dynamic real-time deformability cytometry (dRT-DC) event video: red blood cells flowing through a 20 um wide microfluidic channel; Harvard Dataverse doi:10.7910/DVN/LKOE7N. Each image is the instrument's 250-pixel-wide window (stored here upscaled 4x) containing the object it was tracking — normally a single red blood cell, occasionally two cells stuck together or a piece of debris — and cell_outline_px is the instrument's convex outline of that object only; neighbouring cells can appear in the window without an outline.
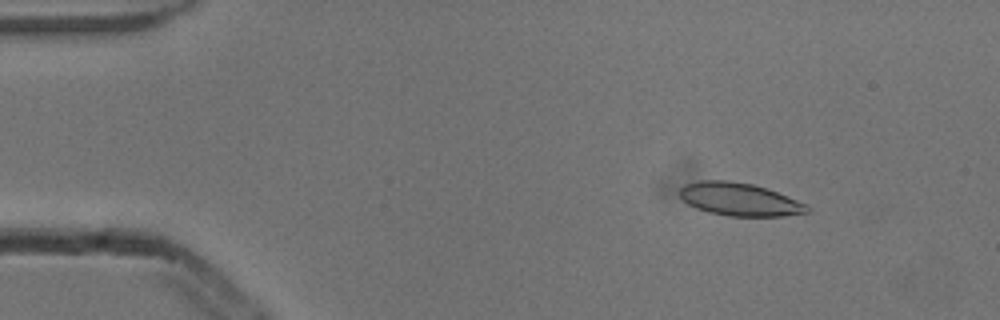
{"species": "common noctule bat (a hibernating species)", "species_latin": "Nyctalus noctula", "temperature_condition": "cold", "stored_images_in_passage": 4, "camera_frame_rate_fps": 3000, "um_per_image_px": 0.085, "animal": {"sex": "male", "body_mass_g": 13.3}, "frame": {"image": 1, "passage_image": 1, "time_ms": 0.0, "image_size_px": [1000, 320], "cell_outline_px": [[812, 208], [808, 212], [784, 216], [728, 216], [708, 212], [696, 208], [688, 204], [680, 196], [680, 188], [684, 184], [700, 180], [728, 180], [752, 184], [776, 192], [808, 204]], "centroid_in_image_um": [62.86, 16.95], "position_along_channel_um": 22.1, "area_um2": 24.45}}
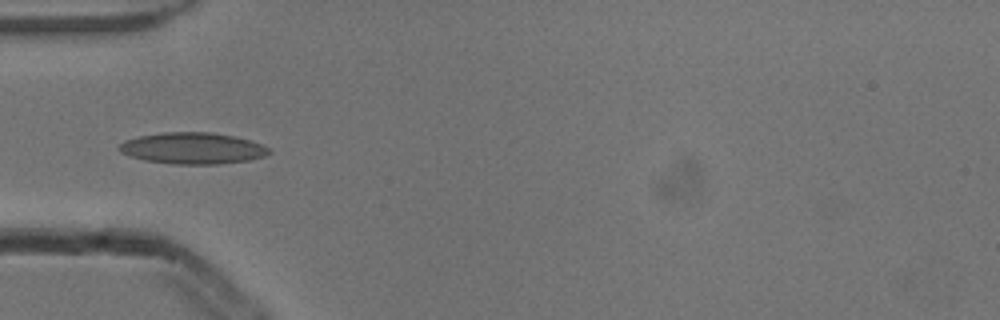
{"frame": {"image": 2, "passage_image": 4, "time_ms": 1.0, "image_size_px": [1000, 320], "cell_outline_px": [[272, 152], [264, 156], [248, 160], [220, 164], [172, 164], [144, 160], [120, 152], [116, 148], [124, 140], [140, 136], [164, 132], [212, 132], [232, 136], [248, 140], [260, 144], [268, 148]], "centroid_in_image_um": [16.34, 12.6], "position_along_channel_um": 68.7, "area_um2": 27.28}}